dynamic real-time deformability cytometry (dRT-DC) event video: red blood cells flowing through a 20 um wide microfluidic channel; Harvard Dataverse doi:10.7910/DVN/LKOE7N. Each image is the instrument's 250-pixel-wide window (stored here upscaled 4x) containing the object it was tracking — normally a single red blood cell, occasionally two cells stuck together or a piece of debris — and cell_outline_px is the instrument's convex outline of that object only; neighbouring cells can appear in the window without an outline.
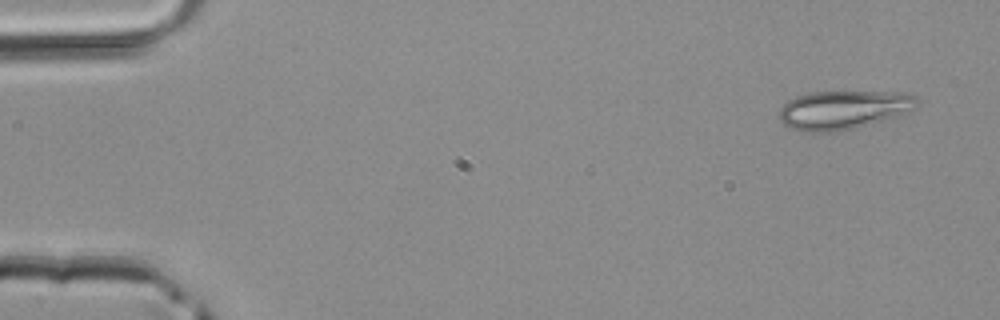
{"species": "common noctule bat (a hibernating species)", "species_latin": "Nyctalus noctula", "temperature_condition": "room temperature", "stored_images_in_passage": 5, "camera_frame_rate_fps": 3000, "um_per_image_px": 0.085, "animal": {"sex": "male", "body_mass_g": 20.4}, "frame": {"image": 1, "passage_image": 1, "time_ms": 0.0, "image_size_px": [1000, 320], "cell_outline_px": [[920, 100], [908, 112], [900, 116], [856, 128], [836, 132], [804, 132], [788, 128], [780, 120], [780, 108], [788, 100], [796, 96], [812, 92], [904, 92], [916, 96]], "centroid_in_image_um": [71.69, 9.35], "position_along_channel_um": 13.3, "area_um2": 31.39}}
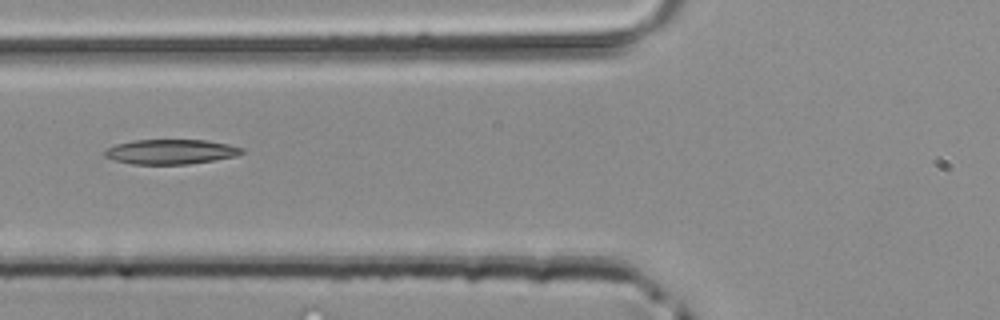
{"frame": {"image": 2, "passage_image": 5, "time_ms": 1.333, "image_size_px": [1000, 320], "cell_outline_px": [[244, 152], [236, 156], [188, 164], [132, 164], [116, 160], [104, 156], [104, 152], [108, 148], [116, 144], [132, 140], [208, 140], [228, 144], [244, 148]], "centroid_in_image_um": [14.53, 12.89], "position_along_channel_um": 111.3, "area_um2": 19.71}}